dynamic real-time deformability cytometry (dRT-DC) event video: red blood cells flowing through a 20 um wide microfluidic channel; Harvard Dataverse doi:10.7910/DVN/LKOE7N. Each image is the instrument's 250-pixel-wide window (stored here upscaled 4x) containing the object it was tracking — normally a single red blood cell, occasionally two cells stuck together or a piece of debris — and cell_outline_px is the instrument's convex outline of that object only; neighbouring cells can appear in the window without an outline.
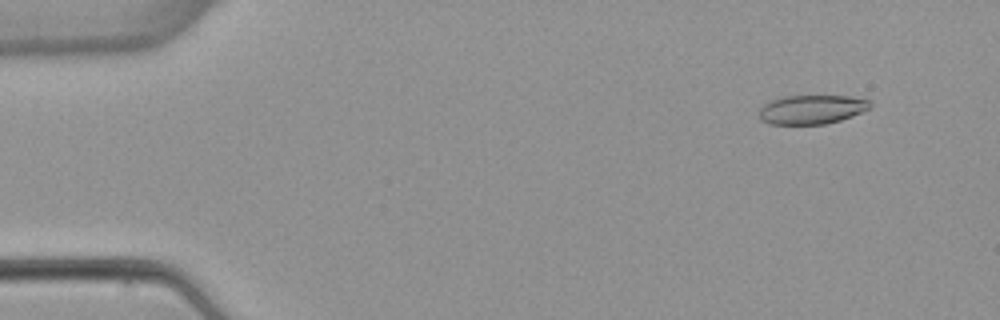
{"species": "common noctule bat (a hibernating species)", "species_latin": "Nyctalus noctula", "temperature_condition": "warm", "stored_images_in_passage": 4, "camera_frame_rate_fps": 3000, "um_per_image_px": 0.085, "animal": {"sex": "female", "body_mass_g": 22.7, "forearm_length_mm": 54.2}, "frame": {"image": 1, "passage_image": 2, "time_ms": 1.333, "image_size_px": [1000, 320], "cell_outline_px": [[872, 108], [852, 116], [840, 120], [824, 124], [768, 124], [760, 120], [760, 108], [764, 104], [772, 100], [784, 96], [852, 96], [868, 100], [872, 104]], "centroid_in_image_um": [69.01, 9.3], "position_along_channel_um": 16.0, "area_um2": 18.84}}